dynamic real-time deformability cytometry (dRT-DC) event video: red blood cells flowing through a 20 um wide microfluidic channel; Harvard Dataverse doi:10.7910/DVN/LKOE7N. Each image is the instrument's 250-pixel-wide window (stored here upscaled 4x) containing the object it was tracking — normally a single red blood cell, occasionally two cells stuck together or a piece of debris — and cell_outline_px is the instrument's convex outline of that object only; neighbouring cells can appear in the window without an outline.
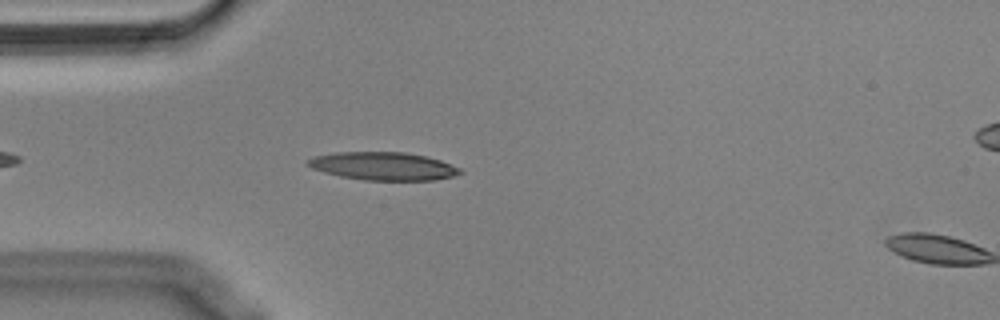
{"species": "Egyptian fruit bat (a non-hibernating species)", "species_latin": "Rousettus aegyptiacus", "temperature_condition": "cold", "stored_images_in_passage": 6, "camera_frame_rate_fps": 3000, "um_per_image_px": 0.085, "animal": {"sex": "male"}, "frame": {"image": 1, "passage_image": 5, "time_ms": 1.333, "image_size_px": [1000, 320], "cell_outline_px": [[464, 172], [452, 176], [432, 180], [364, 180], [340, 176], [324, 172], [312, 168], [304, 164], [308, 160], [316, 156], [336, 152], [404, 152], [424, 156], [440, 160], [460, 168]], "centroid_in_image_um": [32.56, 14.12], "position_along_channel_um": 52.4, "area_um2": 24.68}}